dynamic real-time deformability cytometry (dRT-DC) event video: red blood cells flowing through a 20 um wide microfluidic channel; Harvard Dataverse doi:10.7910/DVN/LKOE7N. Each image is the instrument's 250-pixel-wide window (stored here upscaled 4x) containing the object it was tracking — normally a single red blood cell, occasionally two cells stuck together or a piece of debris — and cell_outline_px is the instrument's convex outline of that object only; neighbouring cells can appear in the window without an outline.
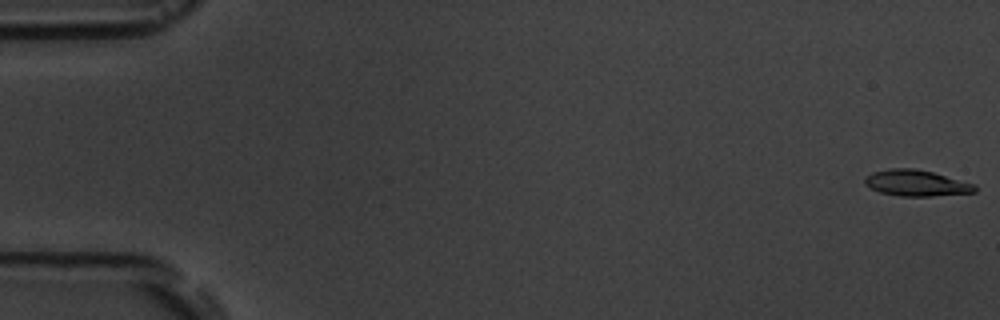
{"species": "common noctule bat (a hibernating species)", "species_latin": "Nyctalus noctula", "temperature_condition": "room temperature", "stored_images_in_passage": 57, "camera_frame_rate_fps": 3000, "um_per_image_px": 0.085, "animal": {"sex": "male", "body_mass_g": 19.5, "forearm_length_mm": 54.6}, "frame": {"image": 1, "passage_image": 1, "time_ms": 0.0, "image_size_px": [1000, 320], "cell_outline_px": [[976, 192], [932, 196], [900, 196], [880, 192], [872, 188], [864, 180], [864, 176], [872, 172], [888, 168], [916, 168], [932, 172], [976, 184]], "centroid_in_image_um": [77.89, 15.55], "position_along_channel_um": 7.1, "area_um2": 16.7}}
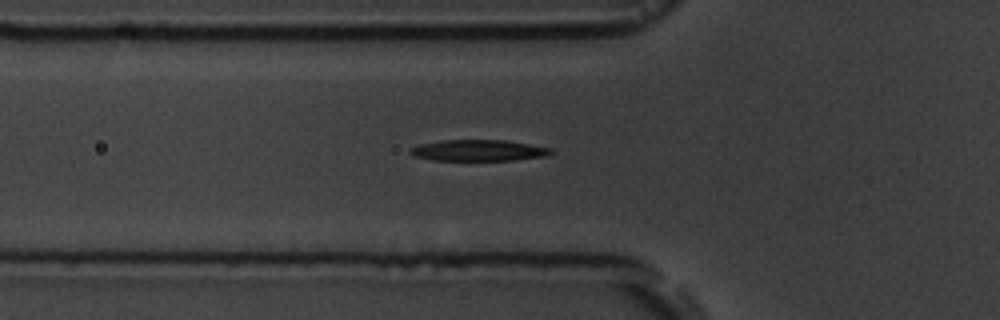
{"frame": {"image": 2, "passage_image": 20, "time_ms": 6.333, "image_size_px": [1000, 320], "cell_outline_px": [[556, 152], [548, 156], [516, 160], [432, 160], [412, 156], [408, 152], [408, 148], [420, 144], [440, 140], [504, 140], [552, 148]], "centroid_in_image_um": [40.67, 12.79], "position_along_channel_um": 85.1, "area_um2": 17.63}}
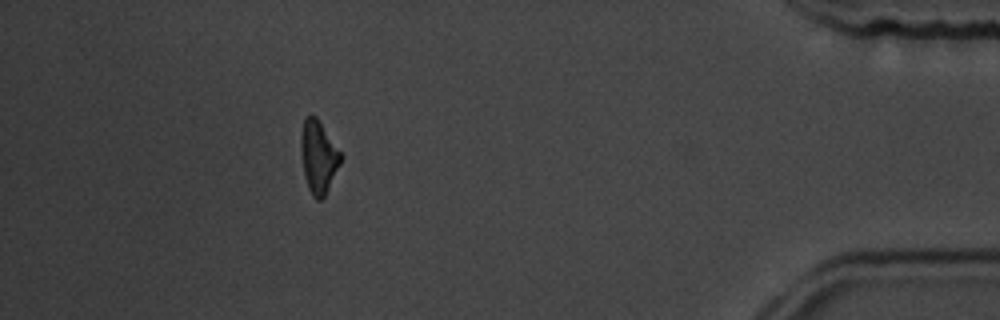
{"frame": {"image": 3, "passage_image": 51, "time_ms": 16.667, "image_size_px": [1000, 320], "cell_outline_px": [[344, 156], [324, 196], [320, 200], [316, 200], [312, 196], [308, 188], [304, 172], [300, 148], [300, 136], [304, 116], [312, 112], [316, 116]], "centroid_in_image_um": [27.06, 13.27], "position_along_channel_um": 408.1, "area_um2": 16.99}, "authors_computed_cell_mechanics": {"area_um2": 17.5712, "velocity_mm_per_s": 3.6343, "shape_relaxation_time_tau1_ms": 2.9222, "shape_relaxation_time_tau2_ms": 4.9443, "deformation_change_tau1": 0.1652, "deformation_change_tau2": 0.1506}}